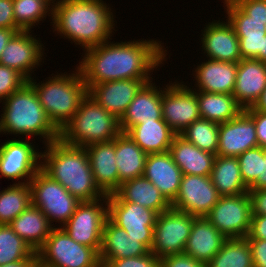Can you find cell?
<instances>
[{
  "instance_id": "6da1fadb",
  "label": "cell",
  "mask_w": 266,
  "mask_h": 267,
  "mask_svg": "<svg viewBox=\"0 0 266 267\" xmlns=\"http://www.w3.org/2000/svg\"><path fill=\"white\" fill-rule=\"evenodd\" d=\"M161 42L144 38L121 43L109 40L84 50L78 68L87 88L120 79H153L154 69L167 60V50Z\"/></svg>"
},
{
  "instance_id": "7a4b0ae2",
  "label": "cell",
  "mask_w": 266,
  "mask_h": 267,
  "mask_svg": "<svg viewBox=\"0 0 266 267\" xmlns=\"http://www.w3.org/2000/svg\"><path fill=\"white\" fill-rule=\"evenodd\" d=\"M109 6L103 0H60L53 8V32L83 51L112 40L116 21Z\"/></svg>"
},
{
  "instance_id": "3957f363",
  "label": "cell",
  "mask_w": 266,
  "mask_h": 267,
  "mask_svg": "<svg viewBox=\"0 0 266 267\" xmlns=\"http://www.w3.org/2000/svg\"><path fill=\"white\" fill-rule=\"evenodd\" d=\"M40 169L59 182L80 202L103 198L105 194L95 184L89 158L84 147L72 146L61 139L45 145L41 152Z\"/></svg>"
},
{
  "instance_id": "277c9868",
  "label": "cell",
  "mask_w": 266,
  "mask_h": 267,
  "mask_svg": "<svg viewBox=\"0 0 266 267\" xmlns=\"http://www.w3.org/2000/svg\"><path fill=\"white\" fill-rule=\"evenodd\" d=\"M0 118V133L40 136L44 145L60 139V131L44 111L34 87L26 82L4 101ZM31 136V137H30ZM46 139V140H45Z\"/></svg>"
},
{
  "instance_id": "5b68a950",
  "label": "cell",
  "mask_w": 266,
  "mask_h": 267,
  "mask_svg": "<svg viewBox=\"0 0 266 267\" xmlns=\"http://www.w3.org/2000/svg\"><path fill=\"white\" fill-rule=\"evenodd\" d=\"M56 74H51L54 77H48L43 83L35 82L34 76L28 82L34 87L50 121L61 131L77 112L88 88L78 66L69 75L67 72Z\"/></svg>"
},
{
  "instance_id": "8992f818",
  "label": "cell",
  "mask_w": 266,
  "mask_h": 267,
  "mask_svg": "<svg viewBox=\"0 0 266 267\" xmlns=\"http://www.w3.org/2000/svg\"><path fill=\"white\" fill-rule=\"evenodd\" d=\"M121 132L120 120L87 94L60 131V139L68 145L86 148L94 143L113 141Z\"/></svg>"
},
{
  "instance_id": "52a82bcc",
  "label": "cell",
  "mask_w": 266,
  "mask_h": 267,
  "mask_svg": "<svg viewBox=\"0 0 266 267\" xmlns=\"http://www.w3.org/2000/svg\"><path fill=\"white\" fill-rule=\"evenodd\" d=\"M36 255L38 267H101L99 254L92 247L74 241L58 226Z\"/></svg>"
},
{
  "instance_id": "ba28073f",
  "label": "cell",
  "mask_w": 266,
  "mask_h": 267,
  "mask_svg": "<svg viewBox=\"0 0 266 267\" xmlns=\"http://www.w3.org/2000/svg\"><path fill=\"white\" fill-rule=\"evenodd\" d=\"M32 205L39 208L53 222L62 227L74 214L80 201L72 196L59 182L50 178L41 169L29 182ZM53 223V224H52Z\"/></svg>"
},
{
  "instance_id": "9c48e42d",
  "label": "cell",
  "mask_w": 266,
  "mask_h": 267,
  "mask_svg": "<svg viewBox=\"0 0 266 267\" xmlns=\"http://www.w3.org/2000/svg\"><path fill=\"white\" fill-rule=\"evenodd\" d=\"M107 218L108 202L105 195L97 200L80 202L74 214L61 228L74 241L92 247L99 254L103 226Z\"/></svg>"
},
{
  "instance_id": "30bf717a",
  "label": "cell",
  "mask_w": 266,
  "mask_h": 267,
  "mask_svg": "<svg viewBox=\"0 0 266 267\" xmlns=\"http://www.w3.org/2000/svg\"><path fill=\"white\" fill-rule=\"evenodd\" d=\"M195 216L170 207L158 214L151 252L158 258L184 253Z\"/></svg>"
},
{
  "instance_id": "8fae6325",
  "label": "cell",
  "mask_w": 266,
  "mask_h": 267,
  "mask_svg": "<svg viewBox=\"0 0 266 267\" xmlns=\"http://www.w3.org/2000/svg\"><path fill=\"white\" fill-rule=\"evenodd\" d=\"M205 217L227 239L247 237L252 217L248 192L221 196Z\"/></svg>"
},
{
  "instance_id": "7c38bea8",
  "label": "cell",
  "mask_w": 266,
  "mask_h": 267,
  "mask_svg": "<svg viewBox=\"0 0 266 267\" xmlns=\"http://www.w3.org/2000/svg\"><path fill=\"white\" fill-rule=\"evenodd\" d=\"M166 87V88H165ZM162 91V118L176 135L199 120L196 92L184 82H171Z\"/></svg>"
},
{
  "instance_id": "4fadbf2b",
  "label": "cell",
  "mask_w": 266,
  "mask_h": 267,
  "mask_svg": "<svg viewBox=\"0 0 266 267\" xmlns=\"http://www.w3.org/2000/svg\"><path fill=\"white\" fill-rule=\"evenodd\" d=\"M21 138L8 140L0 145V175L8 180H21L14 184L29 183L40 170L41 152L35 144Z\"/></svg>"
},
{
  "instance_id": "5bb4252c",
  "label": "cell",
  "mask_w": 266,
  "mask_h": 267,
  "mask_svg": "<svg viewBox=\"0 0 266 267\" xmlns=\"http://www.w3.org/2000/svg\"><path fill=\"white\" fill-rule=\"evenodd\" d=\"M108 218L124 229L128 236L139 239L149 250L152 248L154 226L158 213L127 201H107Z\"/></svg>"
},
{
  "instance_id": "9a60e30c",
  "label": "cell",
  "mask_w": 266,
  "mask_h": 267,
  "mask_svg": "<svg viewBox=\"0 0 266 267\" xmlns=\"http://www.w3.org/2000/svg\"><path fill=\"white\" fill-rule=\"evenodd\" d=\"M221 196L210 176L184 175L171 207L195 217L206 216Z\"/></svg>"
},
{
  "instance_id": "2e32d148",
  "label": "cell",
  "mask_w": 266,
  "mask_h": 267,
  "mask_svg": "<svg viewBox=\"0 0 266 267\" xmlns=\"http://www.w3.org/2000/svg\"><path fill=\"white\" fill-rule=\"evenodd\" d=\"M31 32H16L0 56L1 65L17 70L27 80L33 78L31 73L41 65L45 53V46Z\"/></svg>"
},
{
  "instance_id": "e0dca14e",
  "label": "cell",
  "mask_w": 266,
  "mask_h": 267,
  "mask_svg": "<svg viewBox=\"0 0 266 267\" xmlns=\"http://www.w3.org/2000/svg\"><path fill=\"white\" fill-rule=\"evenodd\" d=\"M152 80L153 79H120L107 81L92 85L88 89V95L107 112H110L120 120L136 94L146 83Z\"/></svg>"
},
{
  "instance_id": "ac0fdd59",
  "label": "cell",
  "mask_w": 266,
  "mask_h": 267,
  "mask_svg": "<svg viewBox=\"0 0 266 267\" xmlns=\"http://www.w3.org/2000/svg\"><path fill=\"white\" fill-rule=\"evenodd\" d=\"M257 146L255 123L245 110L234 119L219 124L217 155L237 157L246 150Z\"/></svg>"
},
{
  "instance_id": "d6986e66",
  "label": "cell",
  "mask_w": 266,
  "mask_h": 267,
  "mask_svg": "<svg viewBox=\"0 0 266 267\" xmlns=\"http://www.w3.org/2000/svg\"><path fill=\"white\" fill-rule=\"evenodd\" d=\"M225 21L213 20L205 25L204 31L201 30V47L208 59L238 63L242 59L239 39L228 20Z\"/></svg>"
},
{
  "instance_id": "ffe728a7",
  "label": "cell",
  "mask_w": 266,
  "mask_h": 267,
  "mask_svg": "<svg viewBox=\"0 0 266 267\" xmlns=\"http://www.w3.org/2000/svg\"><path fill=\"white\" fill-rule=\"evenodd\" d=\"M162 91L163 89L155 82L153 83V80L146 83L130 102L120 119L121 131L126 133L130 128L142 122L164 121L162 118Z\"/></svg>"
},
{
  "instance_id": "44dd1931",
  "label": "cell",
  "mask_w": 266,
  "mask_h": 267,
  "mask_svg": "<svg viewBox=\"0 0 266 267\" xmlns=\"http://www.w3.org/2000/svg\"><path fill=\"white\" fill-rule=\"evenodd\" d=\"M266 88V63L256 59H241L237 63L233 96L245 110L254 106Z\"/></svg>"
},
{
  "instance_id": "7402d4cb",
  "label": "cell",
  "mask_w": 266,
  "mask_h": 267,
  "mask_svg": "<svg viewBox=\"0 0 266 267\" xmlns=\"http://www.w3.org/2000/svg\"><path fill=\"white\" fill-rule=\"evenodd\" d=\"M143 176L151 181L171 204L178 194L183 173L167 151L147 155Z\"/></svg>"
},
{
  "instance_id": "603a6c76",
  "label": "cell",
  "mask_w": 266,
  "mask_h": 267,
  "mask_svg": "<svg viewBox=\"0 0 266 267\" xmlns=\"http://www.w3.org/2000/svg\"><path fill=\"white\" fill-rule=\"evenodd\" d=\"M86 152L95 184L105 194H113L119 188V173L115 156V139L87 146Z\"/></svg>"
},
{
  "instance_id": "cb8c5ba5",
  "label": "cell",
  "mask_w": 266,
  "mask_h": 267,
  "mask_svg": "<svg viewBox=\"0 0 266 267\" xmlns=\"http://www.w3.org/2000/svg\"><path fill=\"white\" fill-rule=\"evenodd\" d=\"M207 60L193 70V78L196 80L194 86L196 88L193 89L192 87V90L233 94L236 83L237 63Z\"/></svg>"
},
{
  "instance_id": "d4e9b609",
  "label": "cell",
  "mask_w": 266,
  "mask_h": 267,
  "mask_svg": "<svg viewBox=\"0 0 266 267\" xmlns=\"http://www.w3.org/2000/svg\"><path fill=\"white\" fill-rule=\"evenodd\" d=\"M150 250L139 239L128 236L126 231L109 218L103 226L102 244L99 252L101 267L108 260L146 255Z\"/></svg>"
},
{
  "instance_id": "484cf974",
  "label": "cell",
  "mask_w": 266,
  "mask_h": 267,
  "mask_svg": "<svg viewBox=\"0 0 266 267\" xmlns=\"http://www.w3.org/2000/svg\"><path fill=\"white\" fill-rule=\"evenodd\" d=\"M107 201L132 202L158 214L171 207L160 190L144 176L121 183L113 194L107 195Z\"/></svg>"
},
{
  "instance_id": "4316f807",
  "label": "cell",
  "mask_w": 266,
  "mask_h": 267,
  "mask_svg": "<svg viewBox=\"0 0 266 267\" xmlns=\"http://www.w3.org/2000/svg\"><path fill=\"white\" fill-rule=\"evenodd\" d=\"M226 239L205 216L195 217L184 253L207 264Z\"/></svg>"
},
{
  "instance_id": "83f0119b",
  "label": "cell",
  "mask_w": 266,
  "mask_h": 267,
  "mask_svg": "<svg viewBox=\"0 0 266 267\" xmlns=\"http://www.w3.org/2000/svg\"><path fill=\"white\" fill-rule=\"evenodd\" d=\"M169 153L184 175H211L216 155L202 151L181 135L174 136Z\"/></svg>"
},
{
  "instance_id": "f1b7e54d",
  "label": "cell",
  "mask_w": 266,
  "mask_h": 267,
  "mask_svg": "<svg viewBox=\"0 0 266 267\" xmlns=\"http://www.w3.org/2000/svg\"><path fill=\"white\" fill-rule=\"evenodd\" d=\"M9 225L35 253L43 246L55 227L51 225L47 216L32 204Z\"/></svg>"
},
{
  "instance_id": "f546056e",
  "label": "cell",
  "mask_w": 266,
  "mask_h": 267,
  "mask_svg": "<svg viewBox=\"0 0 266 267\" xmlns=\"http://www.w3.org/2000/svg\"><path fill=\"white\" fill-rule=\"evenodd\" d=\"M147 155L127 133L121 132L115 138L119 186L125 181L143 176Z\"/></svg>"
},
{
  "instance_id": "4dcf8cb0",
  "label": "cell",
  "mask_w": 266,
  "mask_h": 267,
  "mask_svg": "<svg viewBox=\"0 0 266 267\" xmlns=\"http://www.w3.org/2000/svg\"><path fill=\"white\" fill-rule=\"evenodd\" d=\"M126 133L147 154L169 151L176 135L165 121L142 122Z\"/></svg>"
},
{
  "instance_id": "1f68e13d",
  "label": "cell",
  "mask_w": 266,
  "mask_h": 267,
  "mask_svg": "<svg viewBox=\"0 0 266 267\" xmlns=\"http://www.w3.org/2000/svg\"><path fill=\"white\" fill-rule=\"evenodd\" d=\"M195 92L202 119L222 124L234 119L244 110L232 94L208 93L199 90Z\"/></svg>"
},
{
  "instance_id": "d6a6232c",
  "label": "cell",
  "mask_w": 266,
  "mask_h": 267,
  "mask_svg": "<svg viewBox=\"0 0 266 267\" xmlns=\"http://www.w3.org/2000/svg\"><path fill=\"white\" fill-rule=\"evenodd\" d=\"M210 177L220 196H235L249 191L243 182L237 157L216 155Z\"/></svg>"
},
{
  "instance_id": "836d02e7",
  "label": "cell",
  "mask_w": 266,
  "mask_h": 267,
  "mask_svg": "<svg viewBox=\"0 0 266 267\" xmlns=\"http://www.w3.org/2000/svg\"><path fill=\"white\" fill-rule=\"evenodd\" d=\"M9 186L0 191V225H9L32 204L29 183Z\"/></svg>"
},
{
  "instance_id": "e575fe53",
  "label": "cell",
  "mask_w": 266,
  "mask_h": 267,
  "mask_svg": "<svg viewBox=\"0 0 266 267\" xmlns=\"http://www.w3.org/2000/svg\"><path fill=\"white\" fill-rule=\"evenodd\" d=\"M206 267H254L247 238L226 239Z\"/></svg>"
},
{
  "instance_id": "d590c367",
  "label": "cell",
  "mask_w": 266,
  "mask_h": 267,
  "mask_svg": "<svg viewBox=\"0 0 266 267\" xmlns=\"http://www.w3.org/2000/svg\"><path fill=\"white\" fill-rule=\"evenodd\" d=\"M17 261H37V255L10 225H0V266Z\"/></svg>"
},
{
  "instance_id": "8d00e7d4",
  "label": "cell",
  "mask_w": 266,
  "mask_h": 267,
  "mask_svg": "<svg viewBox=\"0 0 266 267\" xmlns=\"http://www.w3.org/2000/svg\"><path fill=\"white\" fill-rule=\"evenodd\" d=\"M14 19L18 31H32L31 29L51 16L53 9L42 0H13ZM48 14V15H47Z\"/></svg>"
},
{
  "instance_id": "74e56055",
  "label": "cell",
  "mask_w": 266,
  "mask_h": 267,
  "mask_svg": "<svg viewBox=\"0 0 266 267\" xmlns=\"http://www.w3.org/2000/svg\"><path fill=\"white\" fill-rule=\"evenodd\" d=\"M202 151L217 155L219 140V124L210 120H195L181 134Z\"/></svg>"
},
{
  "instance_id": "f35d334b",
  "label": "cell",
  "mask_w": 266,
  "mask_h": 267,
  "mask_svg": "<svg viewBox=\"0 0 266 267\" xmlns=\"http://www.w3.org/2000/svg\"><path fill=\"white\" fill-rule=\"evenodd\" d=\"M243 182L249 188L261 174L262 147L257 146L237 156Z\"/></svg>"
},
{
  "instance_id": "ab89813d",
  "label": "cell",
  "mask_w": 266,
  "mask_h": 267,
  "mask_svg": "<svg viewBox=\"0 0 266 267\" xmlns=\"http://www.w3.org/2000/svg\"><path fill=\"white\" fill-rule=\"evenodd\" d=\"M227 20L235 33H252L257 30L265 31V23H256L250 20L232 0H223Z\"/></svg>"
},
{
  "instance_id": "60d3db41",
  "label": "cell",
  "mask_w": 266,
  "mask_h": 267,
  "mask_svg": "<svg viewBox=\"0 0 266 267\" xmlns=\"http://www.w3.org/2000/svg\"><path fill=\"white\" fill-rule=\"evenodd\" d=\"M239 39V51L242 59H256L260 61L263 37L266 31L257 30L252 33H235Z\"/></svg>"
},
{
  "instance_id": "b9f144b4",
  "label": "cell",
  "mask_w": 266,
  "mask_h": 267,
  "mask_svg": "<svg viewBox=\"0 0 266 267\" xmlns=\"http://www.w3.org/2000/svg\"><path fill=\"white\" fill-rule=\"evenodd\" d=\"M28 80L17 70L0 64V103Z\"/></svg>"
},
{
  "instance_id": "7bdbcfd3",
  "label": "cell",
  "mask_w": 266,
  "mask_h": 267,
  "mask_svg": "<svg viewBox=\"0 0 266 267\" xmlns=\"http://www.w3.org/2000/svg\"><path fill=\"white\" fill-rule=\"evenodd\" d=\"M102 267H160V258L150 251L142 256L108 260Z\"/></svg>"
},
{
  "instance_id": "ee69618b",
  "label": "cell",
  "mask_w": 266,
  "mask_h": 267,
  "mask_svg": "<svg viewBox=\"0 0 266 267\" xmlns=\"http://www.w3.org/2000/svg\"><path fill=\"white\" fill-rule=\"evenodd\" d=\"M250 20L266 24V0H232Z\"/></svg>"
},
{
  "instance_id": "f6af8a7d",
  "label": "cell",
  "mask_w": 266,
  "mask_h": 267,
  "mask_svg": "<svg viewBox=\"0 0 266 267\" xmlns=\"http://www.w3.org/2000/svg\"><path fill=\"white\" fill-rule=\"evenodd\" d=\"M160 267H206V264L185 253H180L162 257Z\"/></svg>"
},
{
  "instance_id": "bcb514c9",
  "label": "cell",
  "mask_w": 266,
  "mask_h": 267,
  "mask_svg": "<svg viewBox=\"0 0 266 267\" xmlns=\"http://www.w3.org/2000/svg\"><path fill=\"white\" fill-rule=\"evenodd\" d=\"M255 123L258 146L266 149V113L258 110H245Z\"/></svg>"
},
{
  "instance_id": "7dc6e473",
  "label": "cell",
  "mask_w": 266,
  "mask_h": 267,
  "mask_svg": "<svg viewBox=\"0 0 266 267\" xmlns=\"http://www.w3.org/2000/svg\"><path fill=\"white\" fill-rule=\"evenodd\" d=\"M252 252L253 266L266 267V239H247Z\"/></svg>"
},
{
  "instance_id": "c3c4849f",
  "label": "cell",
  "mask_w": 266,
  "mask_h": 267,
  "mask_svg": "<svg viewBox=\"0 0 266 267\" xmlns=\"http://www.w3.org/2000/svg\"><path fill=\"white\" fill-rule=\"evenodd\" d=\"M0 28L17 29L13 0H0Z\"/></svg>"
},
{
  "instance_id": "681fc988",
  "label": "cell",
  "mask_w": 266,
  "mask_h": 267,
  "mask_svg": "<svg viewBox=\"0 0 266 267\" xmlns=\"http://www.w3.org/2000/svg\"><path fill=\"white\" fill-rule=\"evenodd\" d=\"M251 215H266V189L249 190Z\"/></svg>"
},
{
  "instance_id": "f907efd6",
  "label": "cell",
  "mask_w": 266,
  "mask_h": 267,
  "mask_svg": "<svg viewBox=\"0 0 266 267\" xmlns=\"http://www.w3.org/2000/svg\"><path fill=\"white\" fill-rule=\"evenodd\" d=\"M247 239H266V215H252Z\"/></svg>"
},
{
  "instance_id": "816d5d0a",
  "label": "cell",
  "mask_w": 266,
  "mask_h": 267,
  "mask_svg": "<svg viewBox=\"0 0 266 267\" xmlns=\"http://www.w3.org/2000/svg\"><path fill=\"white\" fill-rule=\"evenodd\" d=\"M248 189L249 190L266 189V149L262 148L261 174L258 176L257 180Z\"/></svg>"
},
{
  "instance_id": "f5cc1de1",
  "label": "cell",
  "mask_w": 266,
  "mask_h": 267,
  "mask_svg": "<svg viewBox=\"0 0 266 267\" xmlns=\"http://www.w3.org/2000/svg\"><path fill=\"white\" fill-rule=\"evenodd\" d=\"M17 29L0 28V56Z\"/></svg>"
},
{
  "instance_id": "db71d44e",
  "label": "cell",
  "mask_w": 266,
  "mask_h": 267,
  "mask_svg": "<svg viewBox=\"0 0 266 267\" xmlns=\"http://www.w3.org/2000/svg\"><path fill=\"white\" fill-rule=\"evenodd\" d=\"M245 110H258L266 113V88L263 90L254 106Z\"/></svg>"
},
{
  "instance_id": "11a10c76",
  "label": "cell",
  "mask_w": 266,
  "mask_h": 267,
  "mask_svg": "<svg viewBox=\"0 0 266 267\" xmlns=\"http://www.w3.org/2000/svg\"><path fill=\"white\" fill-rule=\"evenodd\" d=\"M37 261H17L1 265L0 267H37Z\"/></svg>"
},
{
  "instance_id": "9f6ffc18",
  "label": "cell",
  "mask_w": 266,
  "mask_h": 267,
  "mask_svg": "<svg viewBox=\"0 0 266 267\" xmlns=\"http://www.w3.org/2000/svg\"><path fill=\"white\" fill-rule=\"evenodd\" d=\"M260 61L266 63V36L263 37L262 50H260Z\"/></svg>"
},
{
  "instance_id": "6f0895ef",
  "label": "cell",
  "mask_w": 266,
  "mask_h": 267,
  "mask_svg": "<svg viewBox=\"0 0 266 267\" xmlns=\"http://www.w3.org/2000/svg\"><path fill=\"white\" fill-rule=\"evenodd\" d=\"M44 2H46L52 9L54 8V6L60 1V0H42Z\"/></svg>"
}]
</instances>
